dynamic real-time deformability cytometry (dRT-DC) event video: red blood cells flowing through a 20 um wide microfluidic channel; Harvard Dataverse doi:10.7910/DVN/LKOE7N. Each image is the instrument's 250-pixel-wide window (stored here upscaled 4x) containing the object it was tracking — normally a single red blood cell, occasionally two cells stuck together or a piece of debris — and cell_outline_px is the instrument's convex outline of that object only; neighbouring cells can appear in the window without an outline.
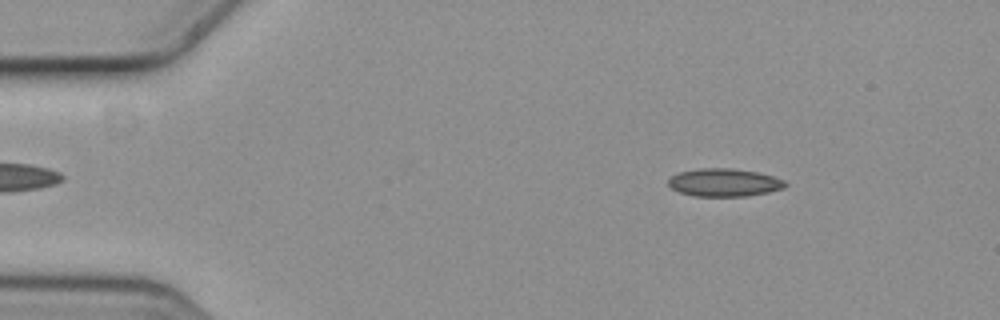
{"species": "common noctule bat (a hibernating species)", "species_latin": "Nyctalus noctula", "temperature_condition": "cold", "stored_images_in_passage": 6, "camera_frame_rate_fps": 3000, "um_per_image_px": 0.085, "animal": {"sex": "female", "body_mass_g": 19.3, "forearm_length_mm": 54.1}, "frame": {"image": 1, "passage_image": 2, "time_ms": 0.333, "image_size_px": [1000, 320], "cell_outline_px": [[788, 184], [784, 188], [768, 192], [744, 196], [696, 196], [680, 192], [672, 188], [668, 184], [668, 180], [672, 176], [680, 172], [700, 168], [732, 168], [756, 172], [772, 176], [784, 180]], "centroid_in_image_um": [61.57, 15.51], "position_along_channel_um": 23.4, "area_um2": 18.84}}
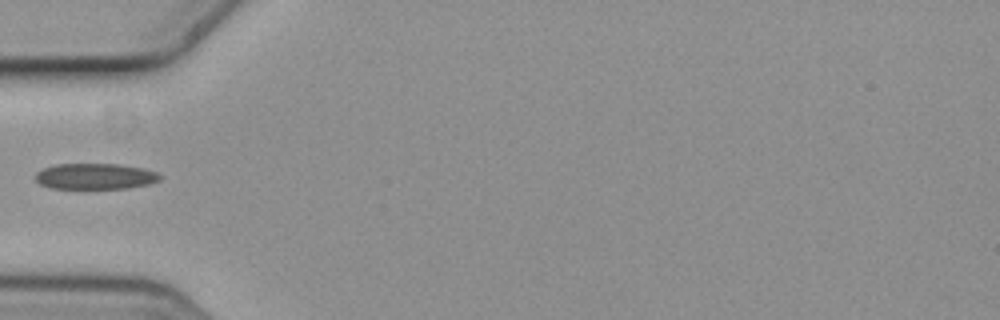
{"frame": {"image": 2, "passage_image": 5, "time_ms": 1.333, "image_size_px": [1000, 320], "cell_outline_px": [[160, 180], [148, 184], [128, 188], [52, 188], [40, 184], [36, 180], [36, 172], [44, 168], [56, 164], [116, 164], [144, 168], [156, 172], [160, 176]], "centroid_in_image_um": [8.09, 14.98], "position_along_channel_um": 76.9, "area_um2": 18.61}}
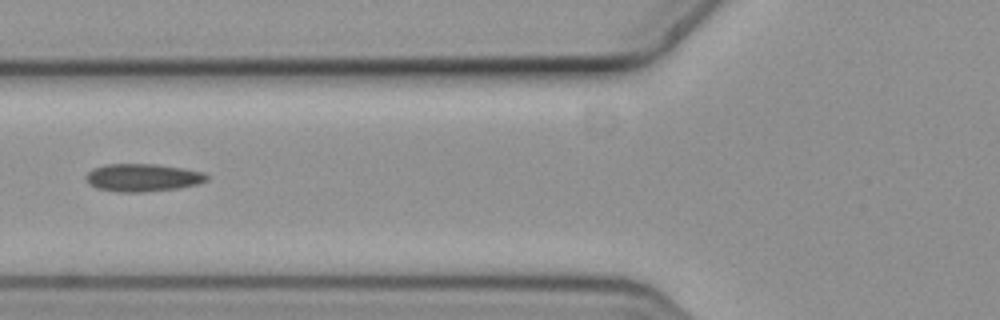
{"frame": {"image": 3, "passage_image": 6, "time_ms": 1.667, "image_size_px": [1000, 320], "cell_outline_px": [[208, 180], [196, 184], [180, 188], [144, 192], [116, 192], [96, 188], [88, 184], [88, 172], [92, 168], [104, 164], [156, 164], [184, 168], [204, 172], [208, 176]], "centroid_in_image_um": [12.14, 15.1], "position_along_channel_um": 113.7, "area_um2": 19.65}}